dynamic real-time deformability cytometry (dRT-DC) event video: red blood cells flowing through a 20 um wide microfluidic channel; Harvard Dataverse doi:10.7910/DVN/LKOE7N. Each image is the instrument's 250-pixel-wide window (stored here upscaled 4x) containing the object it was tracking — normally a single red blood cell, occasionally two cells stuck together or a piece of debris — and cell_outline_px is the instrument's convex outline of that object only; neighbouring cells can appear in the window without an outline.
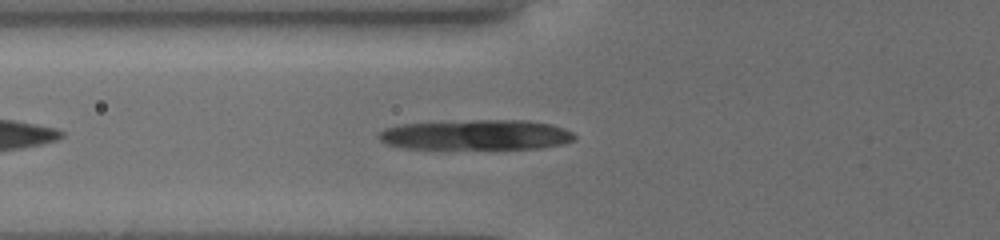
{"species": "common noctule bat (a hibernating species)", "species_latin": "Nyctalus noctula", "temperature_condition": "cold", "stored_images_in_passage": 9, "camera_frame_rate_fps": 3000, "um_per_image_px": 0.085, "animal": {"sex": "female", "body_mass_g": 19.5, "forearm_length_mm": 54.1}, "frame": {"image": 1, "passage_image": 7, "time_ms": 1.667, "image_size_px": [1000, 240], "cell_outline_px": [[576, 140], [564, 144], [540, 148], [404, 148], [384, 144], [376, 136], [384, 128], [404, 124], [472, 120], [528, 120], [552, 124], [564, 128], [572, 132], [576, 136]], "centroid_in_image_um": [40.51, 11.46], "position_along_channel_um": 85.3, "area_um2": 34.45}}